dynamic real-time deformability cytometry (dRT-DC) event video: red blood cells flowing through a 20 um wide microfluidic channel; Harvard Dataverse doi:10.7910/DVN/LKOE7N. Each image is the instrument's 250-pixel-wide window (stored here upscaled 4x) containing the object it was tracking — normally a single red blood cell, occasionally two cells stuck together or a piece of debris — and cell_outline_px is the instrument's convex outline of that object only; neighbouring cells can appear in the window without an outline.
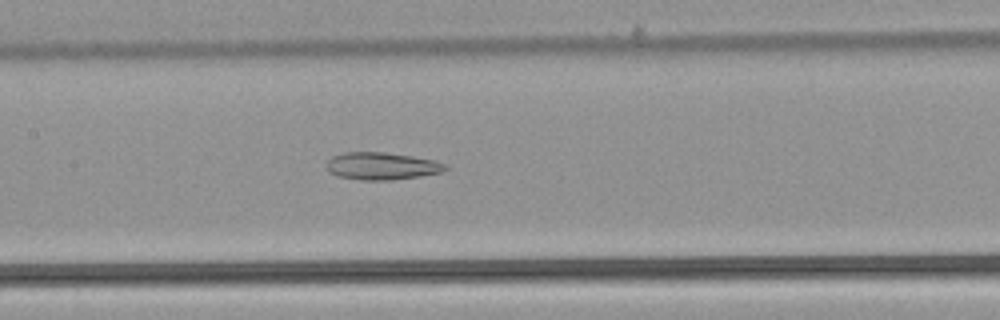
{"species": "common noctule bat (a hibernating species)", "species_latin": "Nyctalus noctula", "temperature_condition": "warm", "stored_images_in_passage": 39, "camera_frame_rate_fps": 3000, "um_per_image_px": 0.085, "animal": {"sex": "male", "body_mass_g": 21.5, "forearm_length_mm": 52.0}, "frame": {"image": 1, "passage_image": 22, "time_ms": 7.0, "image_size_px": [1000, 320], "cell_outline_px": [[448, 168], [440, 172], [420, 176], [392, 180], [360, 180], [336, 176], [328, 172], [328, 160], [332, 156], [344, 152], [384, 152], [412, 156], [436, 160], [444, 164]], "centroid_in_image_um": [32.43, 14.11], "position_along_channel_um": 175.0, "area_um2": 18.96}}
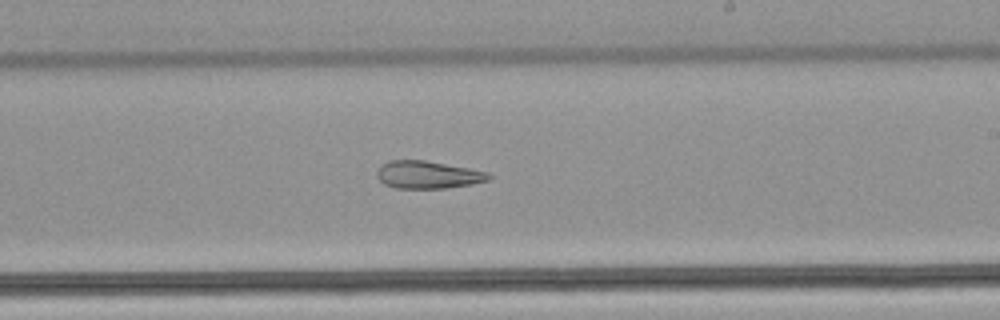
{"frame": {"image": 2, "passage_image": 28, "time_ms": 9.0, "image_size_px": [1000, 320], "cell_outline_px": [[492, 176], [488, 180], [472, 184], [444, 188], [396, 188], [384, 184], [376, 176], [376, 172], [388, 160], [424, 160], [468, 168], [488, 172]], "centroid_in_image_um": [36.36, 14.85], "position_along_channel_um": 252.6, "area_um2": 17.8}}
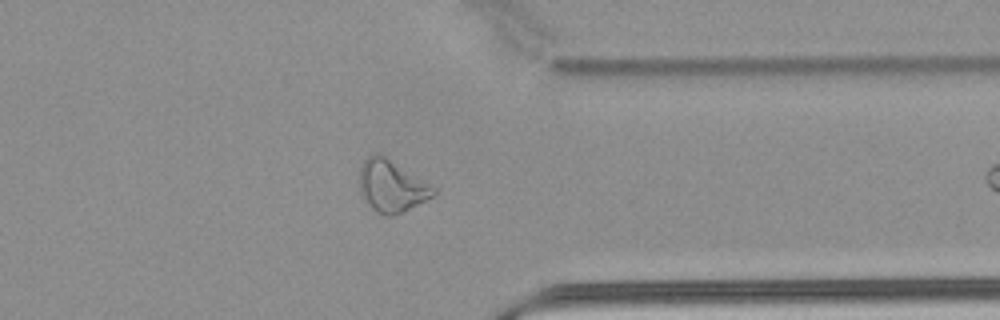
{"frame": {"image": 3, "passage_image": 38, "time_ms": 12.333, "image_size_px": [1000, 320], "cell_outline_px": [[436, 192], [432, 196], [392, 216], [388, 216], [376, 212], [368, 204], [360, 192], [360, 168], [364, 160], [368, 156], [376, 152], [380, 152], [436, 188]], "centroid_in_image_um": [33.25, 15.77], "position_along_channel_um": 378.2, "area_um2": 22.02}}